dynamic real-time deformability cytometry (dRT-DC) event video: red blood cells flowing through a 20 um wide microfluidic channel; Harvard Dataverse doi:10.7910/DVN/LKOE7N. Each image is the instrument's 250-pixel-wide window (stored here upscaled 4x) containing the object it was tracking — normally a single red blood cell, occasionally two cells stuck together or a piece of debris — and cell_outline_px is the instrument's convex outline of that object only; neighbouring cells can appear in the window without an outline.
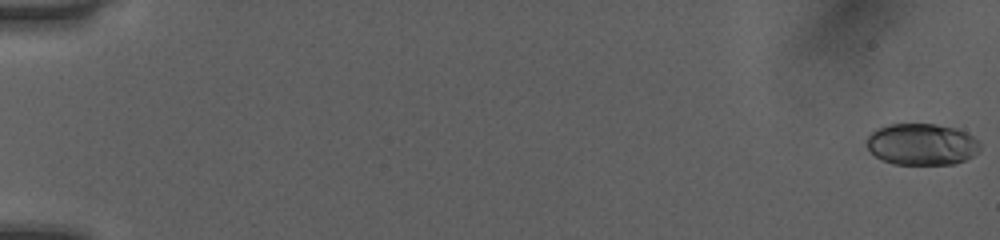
{"species": "human", "species_latin": "Homo sapiens", "temperature_condition": "room temperature", "stored_images_in_passage": 52, "camera_frame_rate_fps": 3000, "um_per_image_px": 0.085, "donor": {"sex": "female"}, "frame": {"image": 1, "passage_image": 1, "time_ms": 0.0, "image_size_px": [1000, 240], "cell_outline_px": [[980, 152], [964, 160], [952, 164], [892, 164], [876, 156], [868, 148], [868, 136], [876, 128], [888, 124], [936, 124], [956, 128], [972, 136], [980, 144]], "centroid_in_image_um": [78.36, 12.26], "position_along_channel_um": 6.6, "area_um2": 27.34}}
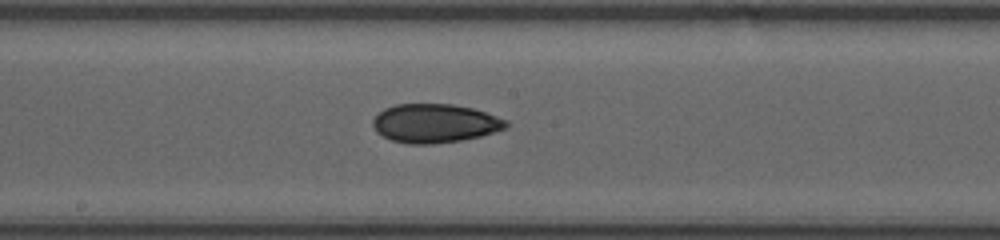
{"frame": {"image": 2, "passage_image": 30, "time_ms": 9.667, "image_size_px": [1000, 240], "cell_outline_px": [[508, 124], [504, 128], [480, 136], [460, 140], [432, 144], [408, 144], [392, 140], [376, 132], [372, 124], [372, 120], [384, 108], [396, 104], [452, 104], [472, 108], [508, 120]], "centroid_in_image_um": [36.93, 10.48], "position_along_channel_um": 211.3, "area_um2": 29.88}}
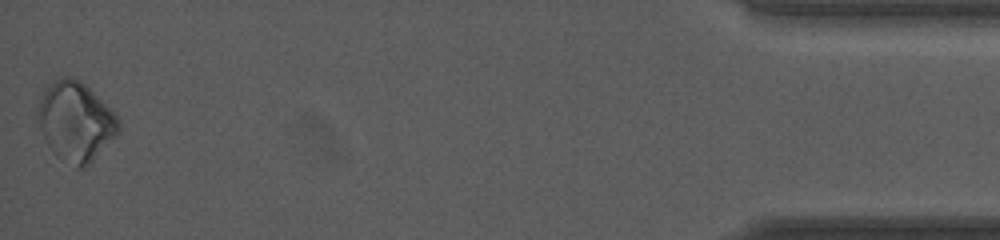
{"frame": {"image": 3, "passage_image": 52, "time_ms": 17.0, "image_size_px": [1000, 240], "cell_outline_px": [[120, 128], [92, 160], [88, 164], [80, 168], [76, 168], [56, 156], [52, 152], [40, 128], [36, 116], [36, 108], [44, 92], [60, 76], [68, 76], [80, 80], [120, 120]], "centroid_in_image_um": [6.37, 10.33], "position_along_channel_um": 428.8, "area_um2": 36.24}, "authors_computed_cell_mechanics": {"area_um2": 29.189, "velocity_mm_per_s": 4.0723, "shape_relaxation_time_tau1_ms": 3.5083, "shape_relaxation_time_tau2_ms": 5.3794, "deformation_change_tau1": 0.0643, "deformation_change_tau2": 0.0741}}